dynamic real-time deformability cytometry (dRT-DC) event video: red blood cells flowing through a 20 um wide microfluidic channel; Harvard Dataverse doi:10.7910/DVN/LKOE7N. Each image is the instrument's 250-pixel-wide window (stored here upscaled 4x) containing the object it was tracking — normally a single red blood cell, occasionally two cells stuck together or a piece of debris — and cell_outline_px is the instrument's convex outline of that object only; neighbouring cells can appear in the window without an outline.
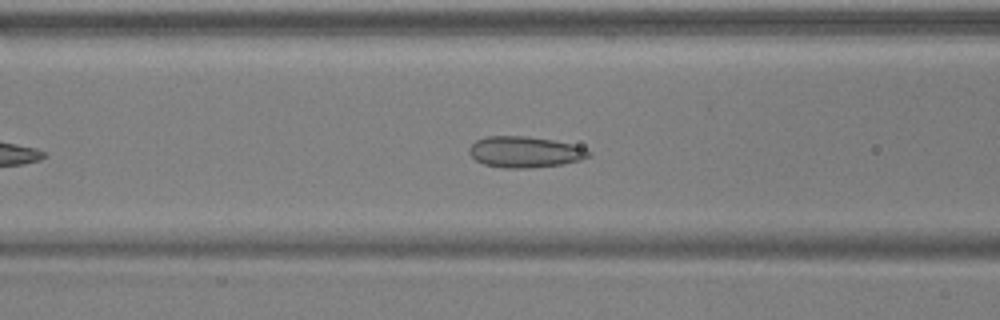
{"species": "common noctule bat (a hibernating species)", "species_latin": "Nyctalus noctula", "temperature_condition": "warm", "stored_images_in_passage": 35, "camera_frame_rate_fps": 3000, "um_per_image_px": 0.085, "animal": {"sex": "male", "body_mass_g": 17.9, "forearm_length_mm": 54.2}, "frame": {"image": 1, "passage_image": 12, "time_ms": 3.667, "image_size_px": [1000, 320], "cell_outline_px": [[592, 152], [588, 156], [580, 160], [560, 164], [528, 168], [504, 168], [484, 164], [476, 160], [468, 152], [468, 148], [476, 140], [488, 136], [524, 136], [552, 140], [572, 144], [584, 148]], "centroid_in_image_um": [44.58, 12.91], "position_along_channel_um": 122.0, "area_um2": 21.44}}
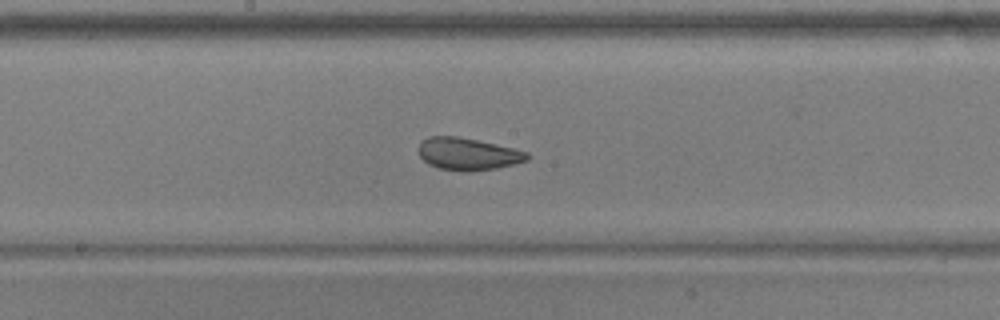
{"frame": {"image": 2, "passage_image": 19, "time_ms": 6.0, "image_size_px": [1000, 320], "cell_outline_px": [[532, 156], [528, 160], [516, 164], [496, 168], [468, 172], [440, 168], [428, 164], [420, 156], [420, 144], [428, 136], [456, 136], [476, 140], [512, 148], [528, 152]], "centroid_in_image_um": [39.82, 13.1], "position_along_channel_um": 208.4, "area_um2": 20.23}}
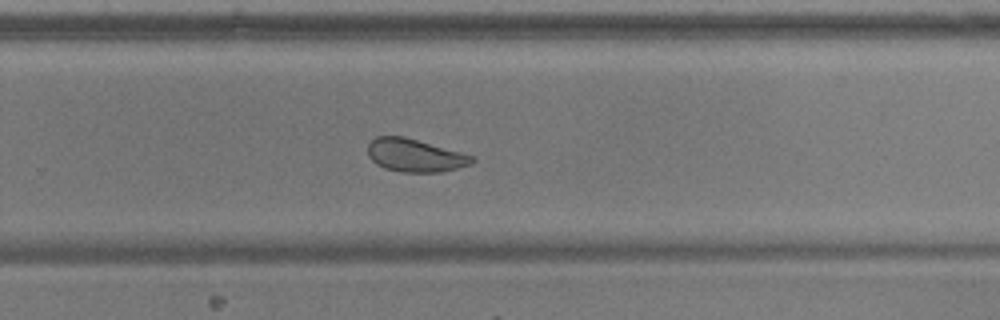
{"frame": {"image": 3, "passage_image": 26, "time_ms": 8.333, "image_size_px": [1000, 320], "cell_outline_px": [[476, 160], [472, 164], [440, 172], [400, 172], [384, 168], [376, 164], [368, 156], [368, 144], [376, 136], [404, 136], [476, 156]], "centroid_in_image_um": [35.29, 13.21], "position_along_channel_um": 294.5, "area_um2": 20.17}, "authors_computed_cell_mechanics": {"area_um2": 21.0392, "velocity_mm_per_s": 3.6999, "shape_relaxation_time_tau1_ms": 3.5827, "shape_relaxation_time_tau2_ms": 1.025, "deformation_change_tau1": 0.0845, "deformation_change_tau2": 0.0627}}